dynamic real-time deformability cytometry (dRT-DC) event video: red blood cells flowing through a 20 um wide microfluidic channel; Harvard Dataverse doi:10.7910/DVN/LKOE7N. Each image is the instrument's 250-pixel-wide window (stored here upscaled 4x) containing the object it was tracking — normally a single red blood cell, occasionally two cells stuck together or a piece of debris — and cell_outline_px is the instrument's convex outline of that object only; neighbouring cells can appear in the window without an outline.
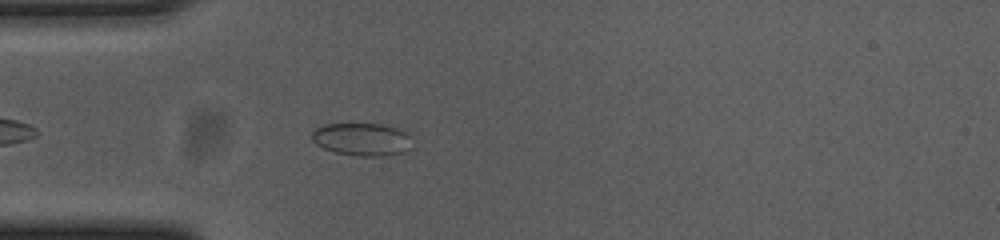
{"species": "common noctule bat (a hibernating species)", "species_latin": "Nyctalus noctula", "temperature_condition": "cold", "stored_images_in_passage": 45, "camera_frame_rate_fps": 3000, "um_per_image_px": 0.085, "animal": {"sex": "female", "body_mass_g": 23.0, "forearm_length_mm": 53.4}, "frame": {"image": 1, "passage_image": 6, "time_ms": 1.667, "image_size_px": [1000, 240], "cell_outline_px": [[408, 136], [404, 152], [380, 156], [360, 156], [336, 152], [324, 148], [316, 144], [312, 140], [312, 132], [316, 128], [324, 124], [380, 124], [396, 128], [404, 132]], "centroid_in_image_um": [30.66, 11.83], "position_along_channel_um": 54.3, "area_um2": 18.5}}
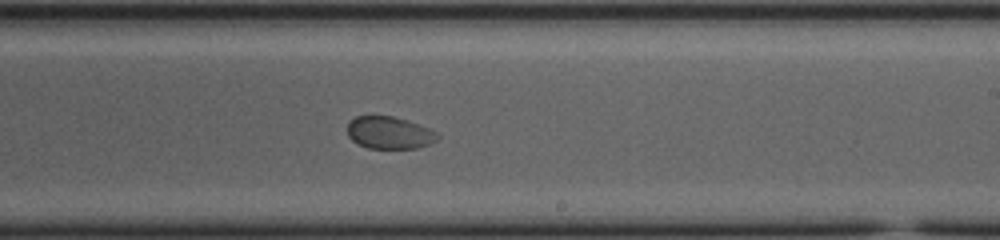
{"frame": {"image": 2, "passage_image": 23, "time_ms": 7.333, "image_size_px": [1000, 240], "cell_outline_px": [[440, 136], [436, 140], [428, 144], [416, 148], [368, 148], [356, 144], [348, 136], [348, 120], [356, 116], [392, 116], [408, 120], [440, 132]], "centroid_in_image_um": [33.1, 11.27], "position_along_channel_um": 255.9, "area_um2": 17.17}}
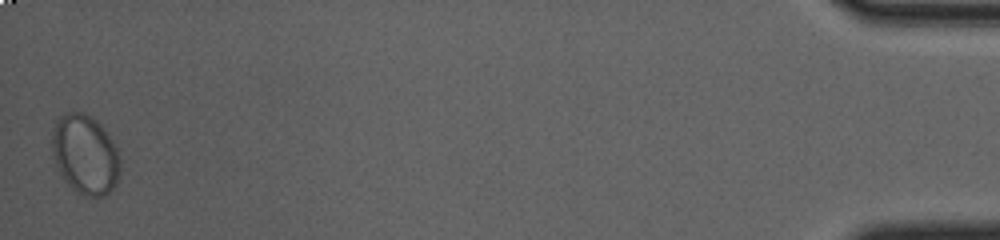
{"frame": {"image": 3, "passage_image": 45, "time_ms": 14.667, "image_size_px": [1000, 240], "cell_outline_px": [[120, 172], [116, 184], [104, 196], [84, 196], [72, 188], [64, 180], [56, 164], [52, 152], [52, 132], [56, 120], [64, 112], [84, 112], [92, 116], [100, 124], [116, 148], [120, 156]], "centroid_in_image_um": [7.23, 13.12], "position_along_channel_um": 428.0, "area_um2": 31.56}}